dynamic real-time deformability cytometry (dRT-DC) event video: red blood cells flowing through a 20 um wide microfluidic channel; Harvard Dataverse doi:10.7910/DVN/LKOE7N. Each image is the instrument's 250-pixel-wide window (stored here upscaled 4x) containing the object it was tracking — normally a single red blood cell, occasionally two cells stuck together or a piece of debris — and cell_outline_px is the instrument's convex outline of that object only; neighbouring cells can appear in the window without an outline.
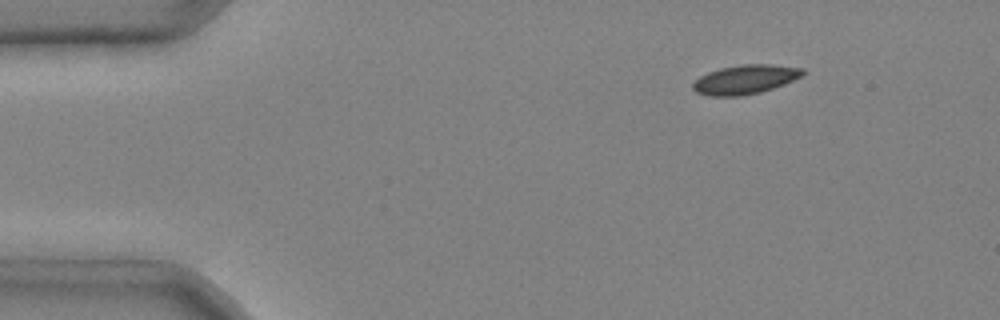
{"species": "common noctule bat (a hibernating species)", "species_latin": "Nyctalus noctula", "temperature_condition": "cold", "stored_images_in_passage": 3, "camera_frame_rate_fps": 3000, "um_per_image_px": 0.085, "animal": {"sex": "male", "body_mass_g": 20.4}, "frame": {"image": 1, "passage_image": 1, "time_ms": 0.0, "image_size_px": [1000, 320], "cell_outline_px": [[804, 76], [784, 84], [760, 92], [740, 96], [708, 96], [696, 92], [692, 88], [692, 84], [700, 76], [708, 72], [720, 68], [740, 64], [772, 64], [804, 68]], "centroid_in_image_um": [63.35, 6.75], "position_along_channel_um": 21.7, "area_um2": 18.79}}